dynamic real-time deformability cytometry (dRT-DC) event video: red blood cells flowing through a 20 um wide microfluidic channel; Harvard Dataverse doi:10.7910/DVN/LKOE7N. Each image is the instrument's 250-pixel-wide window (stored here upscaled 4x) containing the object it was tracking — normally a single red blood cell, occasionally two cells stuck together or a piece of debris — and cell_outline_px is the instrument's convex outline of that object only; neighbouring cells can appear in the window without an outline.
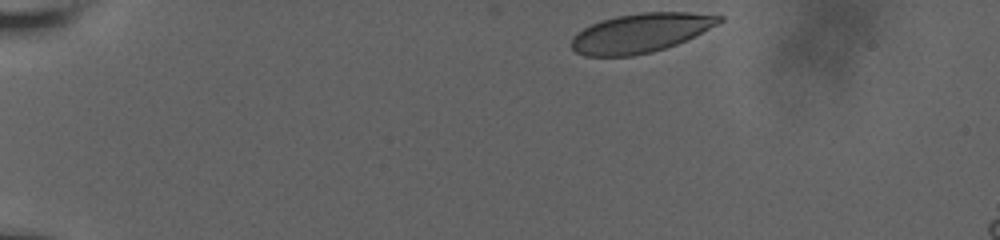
{"species": "human", "species_latin": "Homo sapiens", "temperature_condition": "room temperature", "stored_images_in_passage": 40, "camera_frame_rate_fps": 3000, "um_per_image_px": 0.085, "donor": {"sex": "male"}, "frame": {"image": 1, "passage_image": 1, "time_ms": 0.0, "image_size_px": [1000, 240], "cell_outline_px": [[724, 20], [676, 44], [652, 52], [632, 56], [584, 56], [576, 52], [568, 44], [572, 36], [576, 32], [600, 20], [616, 16], [640, 12], [688, 12], [724, 16]], "centroid_in_image_um": [54.36, 2.8], "position_along_channel_um": 30.6, "area_um2": 33.58}}
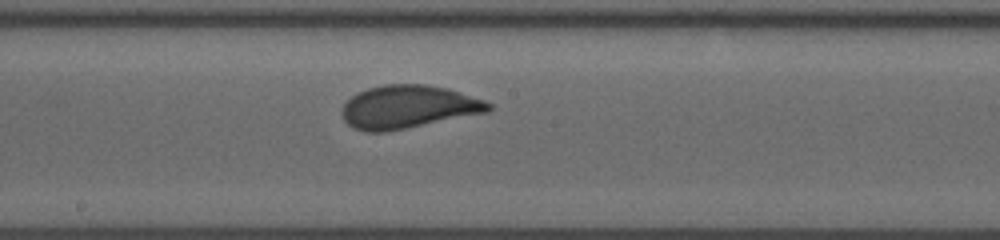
{"frame": {"image": 2, "passage_image": 23, "time_ms": 7.333, "image_size_px": [1000, 240], "cell_outline_px": [[492, 108], [488, 112], [384, 132], [364, 132], [352, 128], [344, 120], [340, 112], [344, 104], [356, 92], [368, 88], [384, 84], [424, 84], [448, 88], [484, 100], [492, 104]], "centroid_in_image_um": [34.66, 9.08], "position_along_channel_um": 213.5, "area_um2": 36.82}}
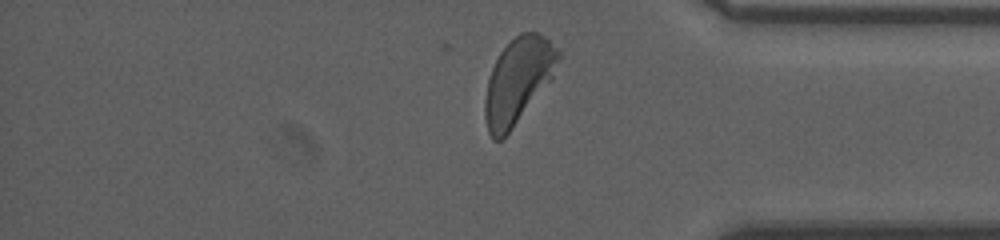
{"frame": {"image": 3, "passage_image": 38, "time_ms": 12.333, "image_size_px": [1000, 240], "cell_outline_px": [[560, 56], [552, 80], [512, 128], [500, 140], [492, 140], [488, 132], [484, 116], [484, 100], [488, 80], [492, 68], [500, 52], [520, 32], [536, 32], [544, 36], [560, 52]], "centroid_in_image_um": [44.03, 6.87], "position_along_channel_um": 391.2, "area_um2": 36.18}, "authors_computed_cell_mechanics": {"area_um2": 35.8649, "velocity_mm_per_s": 3.7702, "shape_relaxation_time_tau1_ms": 2.426, "shape_relaxation_time_tau2_ms": null, "deformation_change_tau1": 0.1162, "deformation_change_tau2": null}}